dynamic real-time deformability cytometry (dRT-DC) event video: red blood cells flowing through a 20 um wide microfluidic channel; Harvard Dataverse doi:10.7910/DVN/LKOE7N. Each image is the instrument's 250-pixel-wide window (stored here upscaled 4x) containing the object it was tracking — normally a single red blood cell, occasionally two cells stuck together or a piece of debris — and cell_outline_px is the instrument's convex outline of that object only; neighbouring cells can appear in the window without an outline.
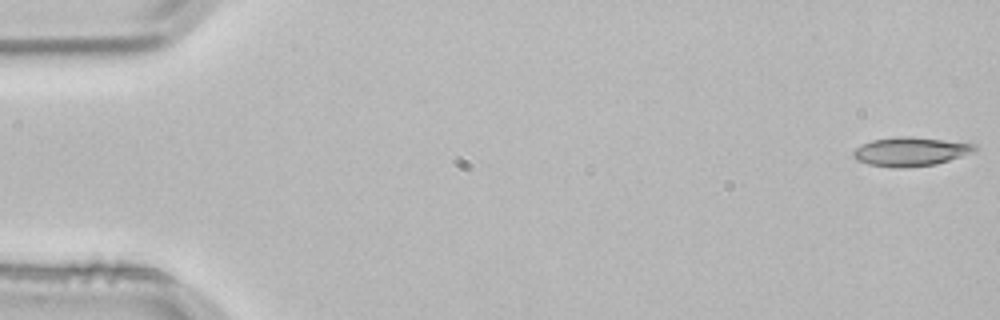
{"species": "common noctule bat (a hibernating species)", "species_latin": "Nyctalus noctula", "temperature_condition": "room temperature", "stored_images_in_passage": 3, "camera_frame_rate_fps": 3000, "um_per_image_px": 0.085, "animal": {"sex": "male", "body_mass_g": 21.5, "forearm_length_mm": 52.0}, "frame": {"image": 1, "passage_image": 1, "time_ms": 0.0, "image_size_px": [1000, 320], "cell_outline_px": [[976, 148], [972, 152], [936, 164], [900, 168], [896, 168], [868, 164], [856, 160], [852, 156], [852, 152], [856, 148], [872, 140], [944, 140], [976, 144]], "centroid_in_image_um": [77.37, 12.95], "position_along_channel_um": 7.6, "area_um2": 19.02}}
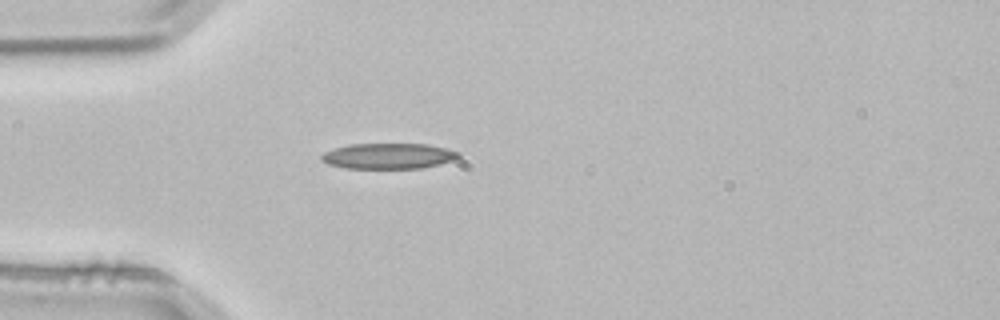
{"frame": {"image": 2, "passage_image": 3, "time_ms": 0.667, "image_size_px": [1000, 320], "cell_outline_px": [[460, 156], [452, 160], [440, 164], [420, 168], [344, 168], [328, 164], [320, 160], [320, 156], [324, 152], [336, 148], [352, 144], [428, 144], [460, 152]], "centroid_in_image_um": [33.0, 13.26], "position_along_channel_um": 52.0, "area_um2": 20.35}}